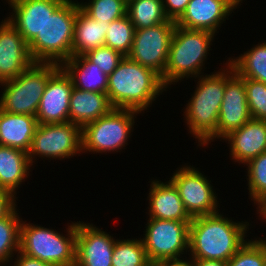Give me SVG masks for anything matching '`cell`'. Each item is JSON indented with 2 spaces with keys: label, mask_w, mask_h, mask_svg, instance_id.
<instances>
[{
  "label": "cell",
  "mask_w": 266,
  "mask_h": 266,
  "mask_svg": "<svg viewBox=\"0 0 266 266\" xmlns=\"http://www.w3.org/2000/svg\"><path fill=\"white\" fill-rule=\"evenodd\" d=\"M252 119L247 103L246 89L243 77L236 72L226 81L223 100L219 111L216 133L204 144L220 139L230 132L240 128L247 121Z\"/></svg>",
  "instance_id": "cell-13"
},
{
  "label": "cell",
  "mask_w": 266,
  "mask_h": 266,
  "mask_svg": "<svg viewBox=\"0 0 266 266\" xmlns=\"http://www.w3.org/2000/svg\"><path fill=\"white\" fill-rule=\"evenodd\" d=\"M116 240L93 224L77 221L75 266H112Z\"/></svg>",
  "instance_id": "cell-14"
},
{
  "label": "cell",
  "mask_w": 266,
  "mask_h": 266,
  "mask_svg": "<svg viewBox=\"0 0 266 266\" xmlns=\"http://www.w3.org/2000/svg\"><path fill=\"white\" fill-rule=\"evenodd\" d=\"M135 27L128 15L112 21L105 35V46L127 56L132 48Z\"/></svg>",
  "instance_id": "cell-30"
},
{
  "label": "cell",
  "mask_w": 266,
  "mask_h": 266,
  "mask_svg": "<svg viewBox=\"0 0 266 266\" xmlns=\"http://www.w3.org/2000/svg\"><path fill=\"white\" fill-rule=\"evenodd\" d=\"M31 166L27 152L0 145V189L16 196V190L29 177Z\"/></svg>",
  "instance_id": "cell-23"
},
{
  "label": "cell",
  "mask_w": 266,
  "mask_h": 266,
  "mask_svg": "<svg viewBox=\"0 0 266 266\" xmlns=\"http://www.w3.org/2000/svg\"><path fill=\"white\" fill-rule=\"evenodd\" d=\"M112 109L106 93L83 91L73 87L69 101V122L82 129Z\"/></svg>",
  "instance_id": "cell-21"
},
{
  "label": "cell",
  "mask_w": 266,
  "mask_h": 266,
  "mask_svg": "<svg viewBox=\"0 0 266 266\" xmlns=\"http://www.w3.org/2000/svg\"><path fill=\"white\" fill-rule=\"evenodd\" d=\"M247 169L248 190L254 205L266 197V152L250 159Z\"/></svg>",
  "instance_id": "cell-32"
},
{
  "label": "cell",
  "mask_w": 266,
  "mask_h": 266,
  "mask_svg": "<svg viewBox=\"0 0 266 266\" xmlns=\"http://www.w3.org/2000/svg\"><path fill=\"white\" fill-rule=\"evenodd\" d=\"M81 152V128L72 122H66L38 124L27 153L33 166L37 157L65 160Z\"/></svg>",
  "instance_id": "cell-10"
},
{
  "label": "cell",
  "mask_w": 266,
  "mask_h": 266,
  "mask_svg": "<svg viewBox=\"0 0 266 266\" xmlns=\"http://www.w3.org/2000/svg\"><path fill=\"white\" fill-rule=\"evenodd\" d=\"M227 266H266V246L262 239L247 240L227 261Z\"/></svg>",
  "instance_id": "cell-33"
},
{
  "label": "cell",
  "mask_w": 266,
  "mask_h": 266,
  "mask_svg": "<svg viewBox=\"0 0 266 266\" xmlns=\"http://www.w3.org/2000/svg\"><path fill=\"white\" fill-rule=\"evenodd\" d=\"M175 27V21L168 19L152 27L135 29L132 48L127 56L162 76L168 62Z\"/></svg>",
  "instance_id": "cell-12"
},
{
  "label": "cell",
  "mask_w": 266,
  "mask_h": 266,
  "mask_svg": "<svg viewBox=\"0 0 266 266\" xmlns=\"http://www.w3.org/2000/svg\"><path fill=\"white\" fill-rule=\"evenodd\" d=\"M170 178L191 218L220 212L217 194L210 184L211 181L198 168L185 164Z\"/></svg>",
  "instance_id": "cell-11"
},
{
  "label": "cell",
  "mask_w": 266,
  "mask_h": 266,
  "mask_svg": "<svg viewBox=\"0 0 266 266\" xmlns=\"http://www.w3.org/2000/svg\"><path fill=\"white\" fill-rule=\"evenodd\" d=\"M214 33L207 30L175 27L171 40L168 62L161 76L162 82L168 88L184 78L190 79L204 74V62L214 40ZM208 54V55H207Z\"/></svg>",
  "instance_id": "cell-4"
},
{
  "label": "cell",
  "mask_w": 266,
  "mask_h": 266,
  "mask_svg": "<svg viewBox=\"0 0 266 266\" xmlns=\"http://www.w3.org/2000/svg\"><path fill=\"white\" fill-rule=\"evenodd\" d=\"M84 56L109 76L124 58V55L108 46H99L84 54Z\"/></svg>",
  "instance_id": "cell-35"
},
{
  "label": "cell",
  "mask_w": 266,
  "mask_h": 266,
  "mask_svg": "<svg viewBox=\"0 0 266 266\" xmlns=\"http://www.w3.org/2000/svg\"><path fill=\"white\" fill-rule=\"evenodd\" d=\"M243 81L252 119L266 121V84L250 78Z\"/></svg>",
  "instance_id": "cell-34"
},
{
  "label": "cell",
  "mask_w": 266,
  "mask_h": 266,
  "mask_svg": "<svg viewBox=\"0 0 266 266\" xmlns=\"http://www.w3.org/2000/svg\"><path fill=\"white\" fill-rule=\"evenodd\" d=\"M16 197L13 193L0 189V219L9 215L16 207Z\"/></svg>",
  "instance_id": "cell-37"
},
{
  "label": "cell",
  "mask_w": 266,
  "mask_h": 266,
  "mask_svg": "<svg viewBox=\"0 0 266 266\" xmlns=\"http://www.w3.org/2000/svg\"><path fill=\"white\" fill-rule=\"evenodd\" d=\"M17 210L15 208L9 215L0 219V266L12 263L13 257L20 249L22 218L19 217Z\"/></svg>",
  "instance_id": "cell-28"
},
{
  "label": "cell",
  "mask_w": 266,
  "mask_h": 266,
  "mask_svg": "<svg viewBox=\"0 0 266 266\" xmlns=\"http://www.w3.org/2000/svg\"><path fill=\"white\" fill-rule=\"evenodd\" d=\"M37 126L35 116L0 109V145L28 152Z\"/></svg>",
  "instance_id": "cell-22"
},
{
  "label": "cell",
  "mask_w": 266,
  "mask_h": 266,
  "mask_svg": "<svg viewBox=\"0 0 266 266\" xmlns=\"http://www.w3.org/2000/svg\"><path fill=\"white\" fill-rule=\"evenodd\" d=\"M233 1H235L240 6L243 0H233Z\"/></svg>",
  "instance_id": "cell-42"
},
{
  "label": "cell",
  "mask_w": 266,
  "mask_h": 266,
  "mask_svg": "<svg viewBox=\"0 0 266 266\" xmlns=\"http://www.w3.org/2000/svg\"><path fill=\"white\" fill-rule=\"evenodd\" d=\"M182 257V259H173L166 260L157 264V266H195V261L193 258L186 259Z\"/></svg>",
  "instance_id": "cell-39"
},
{
  "label": "cell",
  "mask_w": 266,
  "mask_h": 266,
  "mask_svg": "<svg viewBox=\"0 0 266 266\" xmlns=\"http://www.w3.org/2000/svg\"><path fill=\"white\" fill-rule=\"evenodd\" d=\"M34 63L28 43L7 18L0 23V83L16 78Z\"/></svg>",
  "instance_id": "cell-16"
},
{
  "label": "cell",
  "mask_w": 266,
  "mask_h": 266,
  "mask_svg": "<svg viewBox=\"0 0 266 266\" xmlns=\"http://www.w3.org/2000/svg\"><path fill=\"white\" fill-rule=\"evenodd\" d=\"M127 15L135 29L152 27L168 20L162 0H130Z\"/></svg>",
  "instance_id": "cell-27"
},
{
  "label": "cell",
  "mask_w": 266,
  "mask_h": 266,
  "mask_svg": "<svg viewBox=\"0 0 266 266\" xmlns=\"http://www.w3.org/2000/svg\"><path fill=\"white\" fill-rule=\"evenodd\" d=\"M112 266H152L147 258L141 238H117L111 259Z\"/></svg>",
  "instance_id": "cell-29"
},
{
  "label": "cell",
  "mask_w": 266,
  "mask_h": 266,
  "mask_svg": "<svg viewBox=\"0 0 266 266\" xmlns=\"http://www.w3.org/2000/svg\"><path fill=\"white\" fill-rule=\"evenodd\" d=\"M258 213L260 214V220L266 221V197L263 198L258 204H257V210Z\"/></svg>",
  "instance_id": "cell-41"
},
{
  "label": "cell",
  "mask_w": 266,
  "mask_h": 266,
  "mask_svg": "<svg viewBox=\"0 0 266 266\" xmlns=\"http://www.w3.org/2000/svg\"><path fill=\"white\" fill-rule=\"evenodd\" d=\"M73 83L60 67L49 79L36 114L38 124L69 122V101Z\"/></svg>",
  "instance_id": "cell-15"
},
{
  "label": "cell",
  "mask_w": 266,
  "mask_h": 266,
  "mask_svg": "<svg viewBox=\"0 0 266 266\" xmlns=\"http://www.w3.org/2000/svg\"><path fill=\"white\" fill-rule=\"evenodd\" d=\"M66 232L64 236L54 229L22 220L19 251L53 266H75L76 222L68 225Z\"/></svg>",
  "instance_id": "cell-6"
},
{
  "label": "cell",
  "mask_w": 266,
  "mask_h": 266,
  "mask_svg": "<svg viewBox=\"0 0 266 266\" xmlns=\"http://www.w3.org/2000/svg\"><path fill=\"white\" fill-rule=\"evenodd\" d=\"M238 6L233 0H190L175 23L187 29L207 30L216 34Z\"/></svg>",
  "instance_id": "cell-17"
},
{
  "label": "cell",
  "mask_w": 266,
  "mask_h": 266,
  "mask_svg": "<svg viewBox=\"0 0 266 266\" xmlns=\"http://www.w3.org/2000/svg\"><path fill=\"white\" fill-rule=\"evenodd\" d=\"M248 226L247 221L234 222L219 212L192 218L189 224V257L227 262L248 240Z\"/></svg>",
  "instance_id": "cell-1"
},
{
  "label": "cell",
  "mask_w": 266,
  "mask_h": 266,
  "mask_svg": "<svg viewBox=\"0 0 266 266\" xmlns=\"http://www.w3.org/2000/svg\"><path fill=\"white\" fill-rule=\"evenodd\" d=\"M61 67L70 76L73 87L83 91L107 92L108 76L84 55L72 56Z\"/></svg>",
  "instance_id": "cell-24"
},
{
  "label": "cell",
  "mask_w": 266,
  "mask_h": 266,
  "mask_svg": "<svg viewBox=\"0 0 266 266\" xmlns=\"http://www.w3.org/2000/svg\"><path fill=\"white\" fill-rule=\"evenodd\" d=\"M13 266H53V265L47 262H43L37 258L29 257L23 254L22 252L18 251Z\"/></svg>",
  "instance_id": "cell-38"
},
{
  "label": "cell",
  "mask_w": 266,
  "mask_h": 266,
  "mask_svg": "<svg viewBox=\"0 0 266 266\" xmlns=\"http://www.w3.org/2000/svg\"><path fill=\"white\" fill-rule=\"evenodd\" d=\"M225 66L211 75L195 77L198 79L196 89L185 105L183 116L189 128L187 130L198 139V146H204L216 133L226 81L235 73L228 62Z\"/></svg>",
  "instance_id": "cell-3"
},
{
  "label": "cell",
  "mask_w": 266,
  "mask_h": 266,
  "mask_svg": "<svg viewBox=\"0 0 266 266\" xmlns=\"http://www.w3.org/2000/svg\"><path fill=\"white\" fill-rule=\"evenodd\" d=\"M189 1L190 0H162L166 17L176 22L185 12Z\"/></svg>",
  "instance_id": "cell-36"
},
{
  "label": "cell",
  "mask_w": 266,
  "mask_h": 266,
  "mask_svg": "<svg viewBox=\"0 0 266 266\" xmlns=\"http://www.w3.org/2000/svg\"><path fill=\"white\" fill-rule=\"evenodd\" d=\"M12 12L6 17L29 44L45 21L65 0H6ZM14 12V13H13Z\"/></svg>",
  "instance_id": "cell-18"
},
{
  "label": "cell",
  "mask_w": 266,
  "mask_h": 266,
  "mask_svg": "<svg viewBox=\"0 0 266 266\" xmlns=\"http://www.w3.org/2000/svg\"><path fill=\"white\" fill-rule=\"evenodd\" d=\"M140 112L113 108L108 114L81 129L82 153L120 152L131 138L135 118Z\"/></svg>",
  "instance_id": "cell-8"
},
{
  "label": "cell",
  "mask_w": 266,
  "mask_h": 266,
  "mask_svg": "<svg viewBox=\"0 0 266 266\" xmlns=\"http://www.w3.org/2000/svg\"><path fill=\"white\" fill-rule=\"evenodd\" d=\"M109 24L94 20L79 7L74 24L72 56L84 55L92 49L105 45Z\"/></svg>",
  "instance_id": "cell-25"
},
{
  "label": "cell",
  "mask_w": 266,
  "mask_h": 266,
  "mask_svg": "<svg viewBox=\"0 0 266 266\" xmlns=\"http://www.w3.org/2000/svg\"><path fill=\"white\" fill-rule=\"evenodd\" d=\"M78 4L87 15L98 22L111 23L127 15V2L124 0H89Z\"/></svg>",
  "instance_id": "cell-31"
},
{
  "label": "cell",
  "mask_w": 266,
  "mask_h": 266,
  "mask_svg": "<svg viewBox=\"0 0 266 266\" xmlns=\"http://www.w3.org/2000/svg\"><path fill=\"white\" fill-rule=\"evenodd\" d=\"M223 140L228 141L231 159L245 166L250 159L266 152V121L250 119Z\"/></svg>",
  "instance_id": "cell-19"
},
{
  "label": "cell",
  "mask_w": 266,
  "mask_h": 266,
  "mask_svg": "<svg viewBox=\"0 0 266 266\" xmlns=\"http://www.w3.org/2000/svg\"><path fill=\"white\" fill-rule=\"evenodd\" d=\"M149 218L173 221H192L187 213L178 190L169 180L161 182V180L151 181L149 188Z\"/></svg>",
  "instance_id": "cell-20"
},
{
  "label": "cell",
  "mask_w": 266,
  "mask_h": 266,
  "mask_svg": "<svg viewBox=\"0 0 266 266\" xmlns=\"http://www.w3.org/2000/svg\"><path fill=\"white\" fill-rule=\"evenodd\" d=\"M195 266H227V262L221 260L194 259Z\"/></svg>",
  "instance_id": "cell-40"
},
{
  "label": "cell",
  "mask_w": 266,
  "mask_h": 266,
  "mask_svg": "<svg viewBox=\"0 0 266 266\" xmlns=\"http://www.w3.org/2000/svg\"><path fill=\"white\" fill-rule=\"evenodd\" d=\"M167 87L153 69L124 56L108 76L106 94L113 108L144 112ZM151 105V106H150Z\"/></svg>",
  "instance_id": "cell-2"
},
{
  "label": "cell",
  "mask_w": 266,
  "mask_h": 266,
  "mask_svg": "<svg viewBox=\"0 0 266 266\" xmlns=\"http://www.w3.org/2000/svg\"><path fill=\"white\" fill-rule=\"evenodd\" d=\"M60 67L54 63L34 62L16 78L1 82L0 109L36 116L48 79Z\"/></svg>",
  "instance_id": "cell-7"
},
{
  "label": "cell",
  "mask_w": 266,
  "mask_h": 266,
  "mask_svg": "<svg viewBox=\"0 0 266 266\" xmlns=\"http://www.w3.org/2000/svg\"><path fill=\"white\" fill-rule=\"evenodd\" d=\"M147 221L145 236L141 240L152 265L166 260L180 259L183 254H187L191 221L154 218H149Z\"/></svg>",
  "instance_id": "cell-9"
},
{
  "label": "cell",
  "mask_w": 266,
  "mask_h": 266,
  "mask_svg": "<svg viewBox=\"0 0 266 266\" xmlns=\"http://www.w3.org/2000/svg\"><path fill=\"white\" fill-rule=\"evenodd\" d=\"M79 7L78 1L65 0L47 17L41 32L28 44L34 62L61 66L72 57L74 24Z\"/></svg>",
  "instance_id": "cell-5"
},
{
  "label": "cell",
  "mask_w": 266,
  "mask_h": 266,
  "mask_svg": "<svg viewBox=\"0 0 266 266\" xmlns=\"http://www.w3.org/2000/svg\"><path fill=\"white\" fill-rule=\"evenodd\" d=\"M227 62L235 72L243 77L257 80L266 84V42L258 43L250 50L245 51Z\"/></svg>",
  "instance_id": "cell-26"
}]
</instances>
